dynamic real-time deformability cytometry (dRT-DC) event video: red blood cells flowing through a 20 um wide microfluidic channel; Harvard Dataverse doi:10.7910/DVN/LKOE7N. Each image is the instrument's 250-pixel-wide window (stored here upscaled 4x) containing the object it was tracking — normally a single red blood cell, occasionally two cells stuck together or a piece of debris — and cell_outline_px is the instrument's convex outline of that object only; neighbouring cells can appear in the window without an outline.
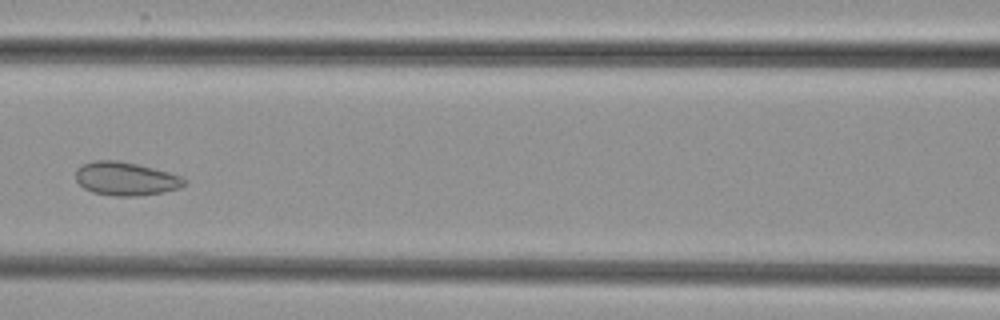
{"species": "common noctule bat (a hibernating species)", "species_latin": "Nyctalus noctula", "temperature_condition": "cold", "stored_images_in_passage": 4, "camera_frame_rate_fps": 3000, "um_per_image_px": 0.085, "animal": {"sex": "female", "body_mass_g": 29.2, "forearm_length_mm": 56.3}, "frame": {"image": 1, "passage_image": 4, "time_ms": 4.333, "image_size_px": [1000, 320], "cell_outline_px": [[188, 180], [180, 188], [160, 192], [136, 196], [112, 196], [92, 192], [84, 188], [76, 180], [76, 168], [80, 164], [92, 160], [116, 160], [136, 164], [168, 172], [180, 176]], "centroid_in_image_um": [10.64, 15.18], "position_along_channel_um": 156.0, "area_um2": 21.15}}